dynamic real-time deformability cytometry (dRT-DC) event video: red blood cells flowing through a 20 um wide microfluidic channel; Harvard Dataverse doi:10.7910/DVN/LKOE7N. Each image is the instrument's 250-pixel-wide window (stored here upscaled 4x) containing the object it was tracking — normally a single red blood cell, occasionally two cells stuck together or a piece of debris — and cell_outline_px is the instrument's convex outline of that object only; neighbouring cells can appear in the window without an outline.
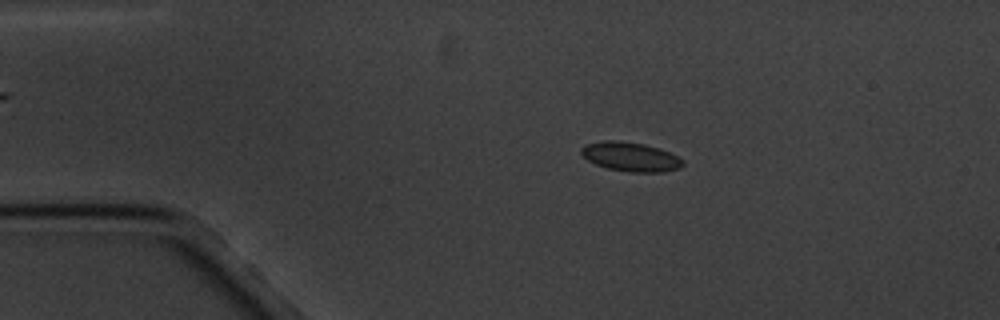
{"species": "common noctule bat (a hibernating species)", "species_latin": "Nyctalus noctula", "temperature_condition": "cold", "stored_images_in_passage": 4, "camera_frame_rate_fps": 3000, "um_per_image_px": 0.085, "animal": {"sex": "male", "body_mass_g": 20.1, "forearm_length_mm": 53.5}, "frame": {"image": 1, "passage_image": 3, "time_ms": 2.333, "image_size_px": [1000, 320], "cell_outline_px": [[684, 164], [680, 168], [664, 172], [632, 172], [608, 168], [596, 164], [588, 160], [580, 152], [580, 148], [588, 144], [604, 140], [616, 140], [644, 144], [660, 148], [684, 160]], "centroid_in_image_um": [53.62, 13.32], "position_along_channel_um": 31.4, "area_um2": 17.17}}